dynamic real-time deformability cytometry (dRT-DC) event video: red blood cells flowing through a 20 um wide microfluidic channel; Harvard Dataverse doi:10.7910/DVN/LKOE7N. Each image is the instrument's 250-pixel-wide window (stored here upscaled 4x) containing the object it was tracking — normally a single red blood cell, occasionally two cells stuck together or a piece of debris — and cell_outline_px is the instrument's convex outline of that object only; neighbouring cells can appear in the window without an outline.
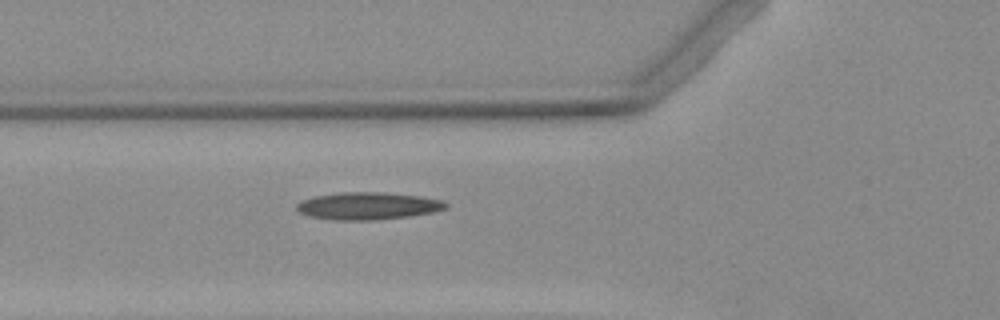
{"species": "Egyptian fruit bat (a non-hibernating species)", "species_latin": "Rousettus aegyptiacus", "temperature_condition": "warm", "stored_images_in_passage": 4, "camera_frame_rate_fps": 3000, "um_per_image_px": 0.085, "animal": {"sex": "female"}, "frame": {"image": 1, "passage_image": 4, "time_ms": 3.667, "image_size_px": [1000, 320], "cell_outline_px": [[448, 208], [432, 212], [408, 216], [372, 220], [336, 220], [308, 216], [300, 212], [296, 208], [296, 204], [300, 200], [312, 196], [340, 192], [384, 192], [420, 196], [440, 200], [448, 204]], "centroid_in_image_um": [31.22, 17.49], "position_along_channel_um": 94.6, "area_um2": 23.81}}